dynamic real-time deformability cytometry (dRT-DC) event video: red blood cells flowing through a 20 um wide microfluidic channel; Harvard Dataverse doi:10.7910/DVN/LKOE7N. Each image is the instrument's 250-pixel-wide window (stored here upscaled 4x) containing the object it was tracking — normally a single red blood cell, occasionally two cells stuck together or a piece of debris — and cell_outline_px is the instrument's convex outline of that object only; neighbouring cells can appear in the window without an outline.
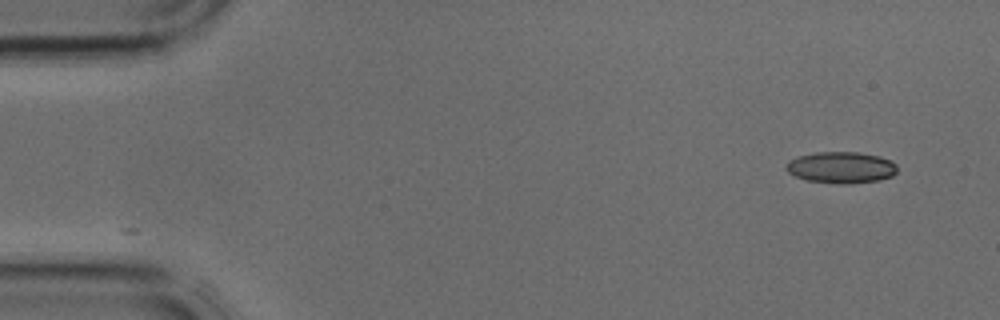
{"species": "common noctule bat (a hibernating species)", "species_latin": "Nyctalus noctula", "temperature_condition": "cold", "stored_images_in_passage": 4, "segment_of_instrument_passage": [1, 2], "camera_frame_rate_fps": 3000, "um_per_image_px": 0.085, "animal": {"sex": "male", "body_mass_g": 17.9, "forearm_length_mm": 54.2}, "frame": {"image": 1, "passage_image": 1, "time_ms": 0.0, "image_size_px": [1000, 320], "cell_outline_px": [[896, 172], [892, 176], [880, 180], [852, 184], [840, 184], [808, 180], [796, 176], [788, 172], [784, 168], [788, 160], [796, 156], [816, 152], [856, 152], [880, 156], [892, 160], [896, 164]], "centroid_in_image_um": [71.49, 14.23], "position_along_channel_um": 13.5, "area_um2": 20.58}}